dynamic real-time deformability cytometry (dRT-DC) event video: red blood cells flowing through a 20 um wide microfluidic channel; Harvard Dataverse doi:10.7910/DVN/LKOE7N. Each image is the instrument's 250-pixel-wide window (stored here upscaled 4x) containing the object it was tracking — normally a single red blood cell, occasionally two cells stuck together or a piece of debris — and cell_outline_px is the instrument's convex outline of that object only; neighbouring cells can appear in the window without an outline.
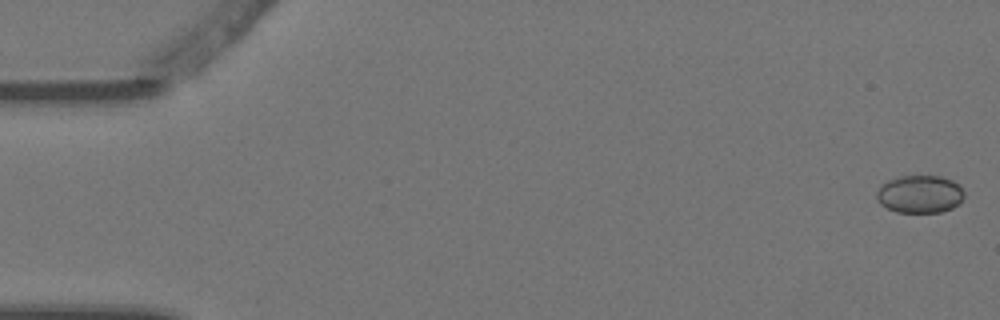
{"species": "Egyptian fruit bat (a non-hibernating species)", "species_latin": "Rousettus aegyptiacus", "temperature_condition": "warm", "stored_images_in_passage": 4, "camera_frame_rate_fps": 3000, "um_per_image_px": 0.085, "animal": {"sex": "female"}, "frame": {"image": 1, "passage_image": 1, "time_ms": 0.0, "image_size_px": [1000, 320], "cell_outline_px": [[964, 196], [960, 204], [952, 208], [940, 212], [896, 212], [880, 204], [876, 200], [876, 192], [880, 184], [888, 180], [900, 176], [940, 176], [952, 180], [964, 192]], "centroid_in_image_um": [78.15, 16.5], "position_along_channel_um": 6.8, "area_um2": 19.36}}